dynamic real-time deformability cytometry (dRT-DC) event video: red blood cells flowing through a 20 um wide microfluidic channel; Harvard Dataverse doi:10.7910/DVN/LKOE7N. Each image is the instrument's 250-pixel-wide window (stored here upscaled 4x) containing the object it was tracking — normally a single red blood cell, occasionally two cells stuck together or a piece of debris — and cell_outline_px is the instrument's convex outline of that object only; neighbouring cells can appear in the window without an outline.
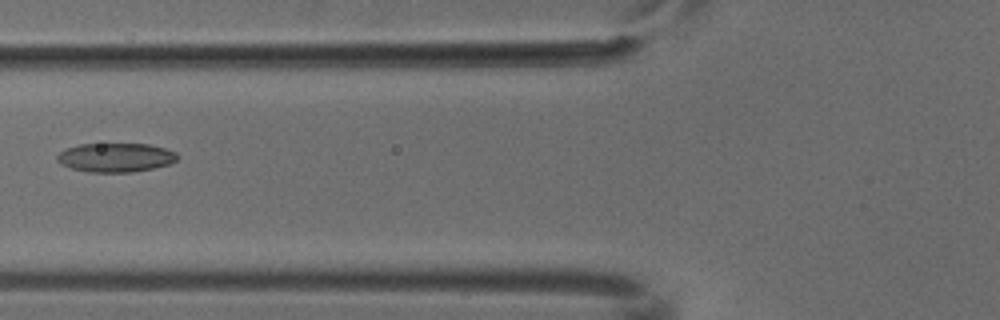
{"species": "common noctule bat (a hibernating species)", "species_latin": "Nyctalus noctula", "temperature_condition": "cold", "stored_images_in_passage": 6, "camera_frame_rate_fps": 3000, "um_per_image_px": 0.085, "animal": {"sex": "male", "body_mass_g": 18.8}, "frame": {"image": 1, "passage_image": 6, "time_ms": 1.667, "image_size_px": [1000, 320], "cell_outline_px": [[180, 156], [176, 160], [168, 164], [152, 168], [132, 172], [88, 172], [72, 168], [60, 164], [56, 160], [56, 156], [64, 148], [80, 144], [148, 144], [164, 148], [176, 152]], "centroid_in_image_um": [9.8, 13.38], "position_along_channel_um": 116.0, "area_um2": 20.35}}